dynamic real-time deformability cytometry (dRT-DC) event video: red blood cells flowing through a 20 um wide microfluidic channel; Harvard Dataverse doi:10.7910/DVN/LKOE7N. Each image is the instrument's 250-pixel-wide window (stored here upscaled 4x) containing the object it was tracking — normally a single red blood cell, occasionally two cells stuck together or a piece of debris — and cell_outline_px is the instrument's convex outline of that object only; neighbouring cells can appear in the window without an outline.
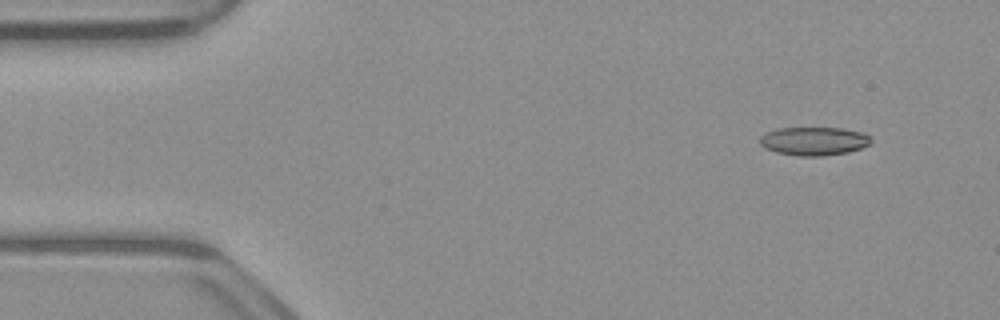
{"species": "common noctule bat (a hibernating species)", "species_latin": "Nyctalus noctula", "temperature_condition": "warm", "stored_images_in_passage": 46, "camera_frame_rate_fps": 3000, "um_per_image_px": 0.085, "animal": {"sex": "male", "body_mass_g": 23.1, "forearm_length_mm": 52.7}, "frame": {"image": 1, "passage_image": 1, "time_ms": 0.0, "image_size_px": [1000, 320], "cell_outline_px": [[872, 144], [848, 152], [824, 156], [800, 156], [776, 152], [764, 148], [760, 144], [760, 136], [764, 132], [776, 128], [840, 128], [860, 132], [872, 136]], "centroid_in_image_um": [69.17, 11.99], "position_along_channel_um": 15.8, "area_um2": 18.61}}
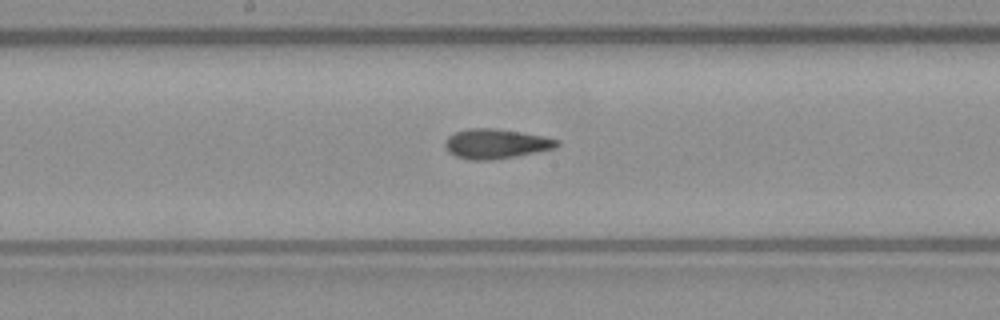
{"frame": {"image": 2, "passage_image": 23, "time_ms": 7.333, "image_size_px": [1000, 320], "cell_outline_px": [[560, 144], [556, 148], [516, 156], [492, 160], [468, 160], [456, 156], [448, 152], [444, 144], [448, 136], [456, 132], [468, 128], [492, 128], [520, 132], [544, 136], [560, 140]], "centroid_in_image_um": [42.16, 12.22], "position_along_channel_um": 206.0, "area_um2": 19.42}}
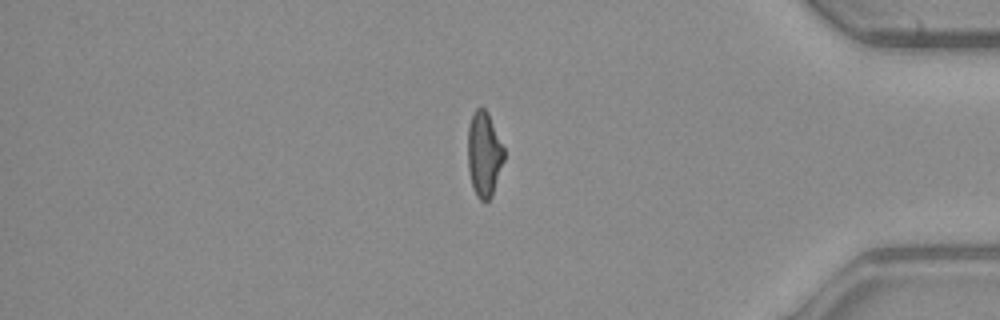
{"frame": {"image": 3, "passage_image": 40, "time_ms": 13.0, "image_size_px": [1000, 320], "cell_outline_px": [[504, 160], [492, 196], [488, 200], [480, 200], [476, 196], [472, 188], [468, 168], [468, 124], [476, 108], [484, 108], [488, 112], [504, 148]], "centroid_in_image_um": [41.14, 13.12], "position_along_channel_um": 394.1, "area_um2": 17.98}, "authors_computed_cell_mechanics": {"area_um2": 18.785, "velocity_mm_per_s": 3.9197, "shape_relaxation_time_tau1_ms": 5.0676, "shape_relaxation_time_tau2_ms": 2.8187, "deformation_change_tau1": 0.1536, "deformation_change_tau2": 0.1209}}